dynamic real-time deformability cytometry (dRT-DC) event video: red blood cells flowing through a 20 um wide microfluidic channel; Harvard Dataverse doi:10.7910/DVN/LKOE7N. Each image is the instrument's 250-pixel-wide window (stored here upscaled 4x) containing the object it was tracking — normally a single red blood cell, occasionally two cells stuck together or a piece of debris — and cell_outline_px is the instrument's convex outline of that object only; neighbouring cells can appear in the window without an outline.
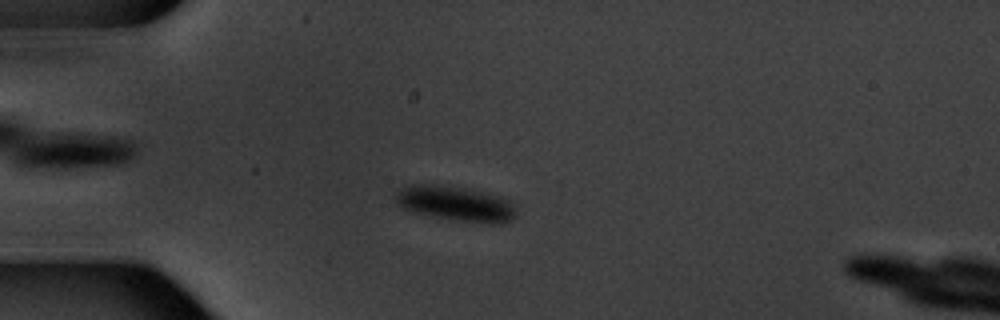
{"species": "common noctule bat (a hibernating species)", "species_latin": "Nyctalus noctula", "temperature_condition": "warm", "stored_images_in_passage": 6, "camera_frame_rate_fps": 3000, "um_per_image_px": 0.085, "animal": {"sex": "male", "body_mass_g": 20.1, "forearm_length_mm": 53.5}, "frame": {"image": 1, "passage_image": 4, "time_ms": 3.667, "image_size_px": [1000, 320], "cell_outline_px": [[516, 216], [512, 220], [500, 224], [488, 224], [452, 220], [412, 212], [396, 204], [396, 192], [408, 184], [436, 184], [460, 188], [500, 196], [508, 200], [516, 212]], "centroid_in_image_um": [38.71, 17.33], "position_along_channel_um": 46.3, "area_um2": 24.57}}
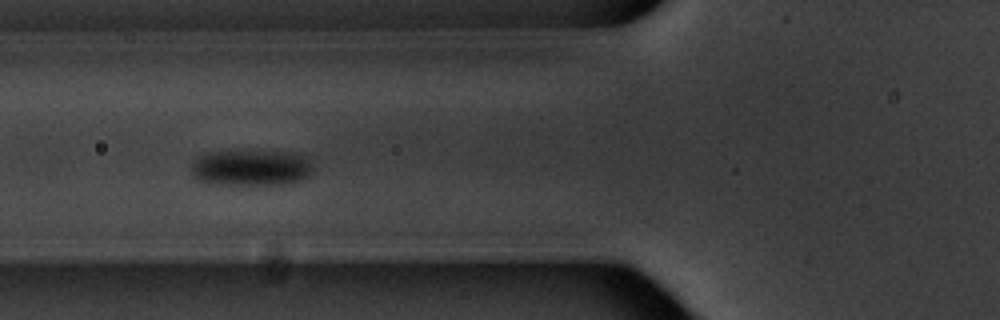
{"frame": {"image": 2, "passage_image": 6, "time_ms": 6.0, "image_size_px": [1000, 320], "cell_outline_px": [[312, 168], [308, 176], [300, 180], [284, 184], [208, 184], [196, 180], [192, 172], [192, 164], [196, 156], [204, 152], [240, 148], [296, 152], [304, 156], [308, 160]], "centroid_in_image_um": [21.27, 14.19], "position_along_channel_um": 104.5, "area_um2": 26.76}}